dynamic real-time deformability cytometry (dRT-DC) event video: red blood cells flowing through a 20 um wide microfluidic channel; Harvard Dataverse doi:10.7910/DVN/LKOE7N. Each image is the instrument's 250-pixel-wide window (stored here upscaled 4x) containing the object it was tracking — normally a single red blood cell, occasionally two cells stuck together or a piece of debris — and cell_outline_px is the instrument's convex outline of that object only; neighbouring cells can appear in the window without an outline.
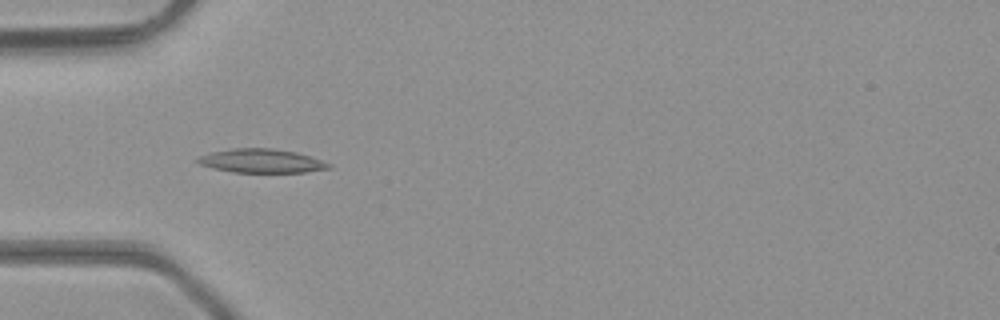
{"species": "common noctule bat (a hibernating species)", "species_latin": "Nyctalus noctula", "temperature_condition": "room temperature", "stored_images_in_passage": 3, "camera_frame_rate_fps": 3000, "um_per_image_px": 0.085, "animal": {"sex": "male", "body_mass_g": 23.1, "forearm_length_mm": 52.7}, "frame": {"image": 1, "passage_image": 2, "time_ms": 0.333, "image_size_px": [1000, 320], "cell_outline_px": [[332, 168], [304, 172], [232, 172], [212, 168], [200, 164], [196, 160], [196, 156], [212, 152], [232, 148], [272, 148], [296, 152], [332, 164]], "centroid_in_image_um": [22.19, 13.67], "position_along_channel_um": 62.8, "area_um2": 18.15}}
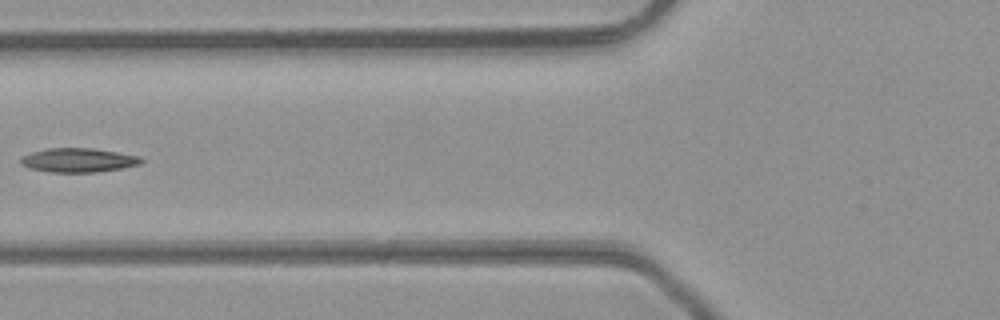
{"frame": {"image": 2, "passage_image": 3, "time_ms": 0.667, "image_size_px": [1000, 320], "cell_outline_px": [[144, 160], [140, 164], [120, 168], [96, 172], [48, 172], [32, 168], [20, 164], [20, 156], [32, 152], [48, 148], [92, 148], [140, 156]], "centroid_in_image_um": [6.63, 13.61], "position_along_channel_um": 119.2, "area_um2": 16.82}}